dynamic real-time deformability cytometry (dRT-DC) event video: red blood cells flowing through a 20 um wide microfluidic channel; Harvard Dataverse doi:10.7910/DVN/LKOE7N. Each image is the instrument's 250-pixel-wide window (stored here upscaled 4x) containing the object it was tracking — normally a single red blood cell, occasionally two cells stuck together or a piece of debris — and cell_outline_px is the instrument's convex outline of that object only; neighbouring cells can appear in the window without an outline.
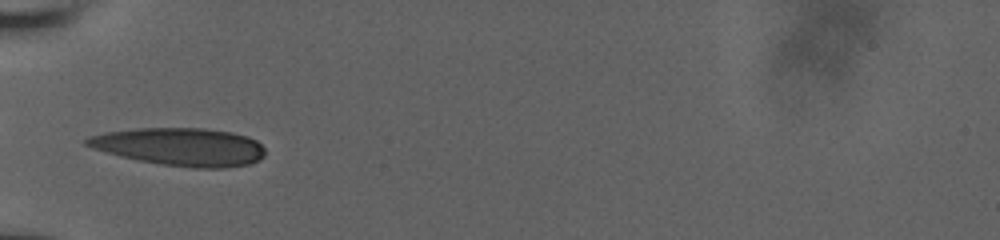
{"species": "human", "species_latin": "Homo sapiens", "temperature_condition": "room temperature", "stored_images_in_passage": 35, "camera_frame_rate_fps": 3000, "um_per_image_px": 0.085, "donor": {"sex": "male"}, "frame": {"image": 1, "passage_image": 1, "time_ms": 0.0, "image_size_px": [1000, 240], "cell_outline_px": [[264, 156], [260, 160], [248, 164], [224, 168], [192, 168], [160, 164], [120, 156], [92, 148], [84, 144], [84, 140], [88, 136], [104, 132], [136, 128], [204, 128], [232, 132], [248, 136], [256, 140], [264, 148]], "centroid_in_image_um": [15.32, 12.47], "position_along_channel_um": 69.7, "area_um2": 39.54}}
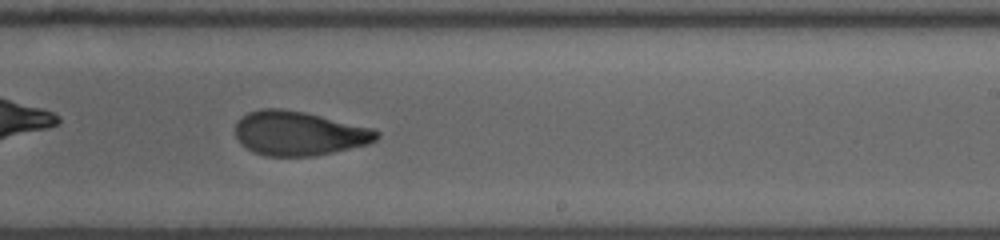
{"frame": {"image": 2, "passage_image": 16, "time_ms": 5.0, "image_size_px": [1000, 240], "cell_outline_px": [[380, 136], [376, 140], [368, 144], [332, 152], [312, 156], [268, 156], [252, 152], [236, 136], [236, 120], [240, 116], [248, 112], [260, 108], [280, 108], [304, 112], [376, 128], [380, 132]], "centroid_in_image_um": [25.43, 11.32], "position_along_channel_um": 263.6, "area_um2": 36.59}}
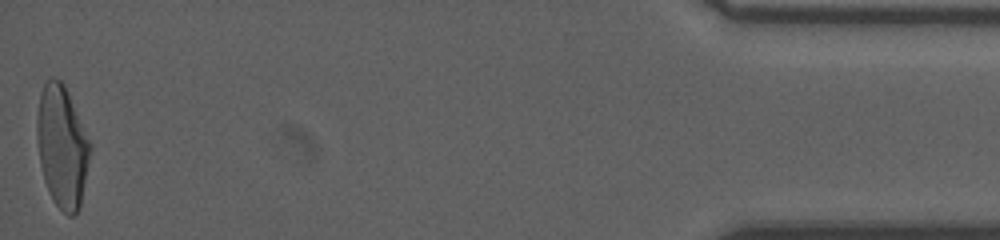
{"frame": {"image": 3, "passage_image": 35, "time_ms": 11.333, "image_size_px": [1000, 240], "cell_outline_px": [[92, 148], [80, 208], [72, 216], [68, 216], [52, 200], [44, 180], [40, 164], [36, 136], [36, 116], [40, 92], [44, 84], [52, 76], [60, 80], [64, 84], [92, 144]], "centroid_in_image_um": [5.28, 12.45], "position_along_channel_um": 429.9, "area_um2": 38.15}, "authors_computed_cell_mechanics": {"area_um2": 37.1076, "velocity_mm_per_s": 3.9324, "shape_relaxation_time_tau1_ms": 6.3461, "shape_relaxation_time_tau2_ms": 1.7169, "deformation_change_tau1": 0.2201, "deformation_change_tau2": 0.085}}